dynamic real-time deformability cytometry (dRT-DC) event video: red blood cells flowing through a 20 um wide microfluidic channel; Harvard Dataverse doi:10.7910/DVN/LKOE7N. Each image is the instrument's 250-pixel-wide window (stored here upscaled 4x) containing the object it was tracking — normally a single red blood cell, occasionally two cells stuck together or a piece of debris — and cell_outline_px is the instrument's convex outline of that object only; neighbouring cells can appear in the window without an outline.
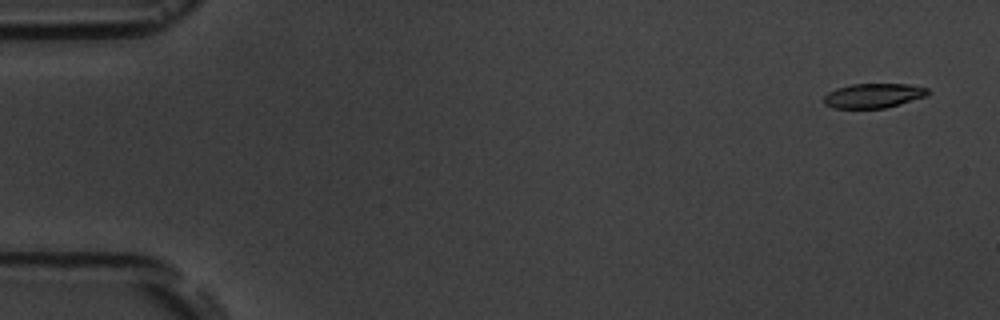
{"species": "common noctule bat (a hibernating species)", "species_latin": "Nyctalus noctula", "temperature_condition": "room temperature", "stored_images_in_passage": 5, "camera_frame_rate_fps": 3000, "um_per_image_px": 0.085, "animal": {"sex": "male", "body_mass_g": 19.5, "forearm_length_mm": 54.6}, "frame": {"image": 1, "passage_image": 1, "time_ms": 0.0, "image_size_px": [1000, 320], "cell_outline_px": [[932, 92], [924, 96], [900, 104], [884, 108], [832, 108], [824, 104], [824, 96], [828, 92], [836, 88], [852, 84], [908, 84], [928, 88]], "centroid_in_image_um": [74.23, 8.12], "position_along_channel_um": 10.8, "area_um2": 14.85}}
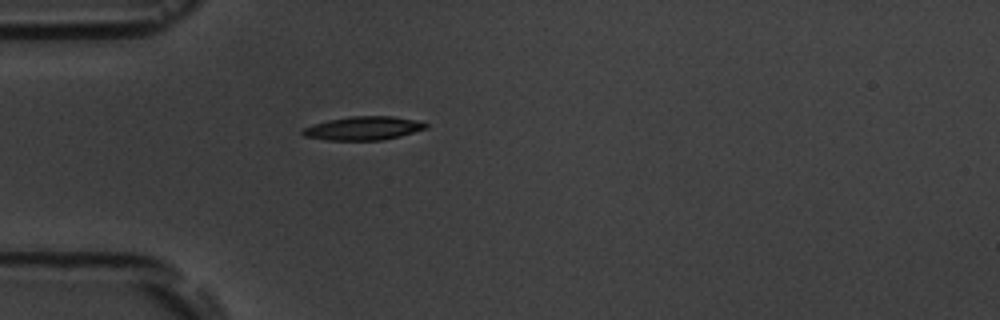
{"frame": {"image": 2, "passage_image": 5, "time_ms": 4.667, "image_size_px": [1000, 320], "cell_outline_px": [[428, 128], [400, 136], [380, 140], [324, 140], [304, 136], [300, 132], [304, 128], [312, 124], [328, 120], [352, 116], [392, 116], [416, 120], [428, 124]], "centroid_in_image_um": [30.87, 10.9], "position_along_channel_um": 54.1, "area_um2": 16.94}}